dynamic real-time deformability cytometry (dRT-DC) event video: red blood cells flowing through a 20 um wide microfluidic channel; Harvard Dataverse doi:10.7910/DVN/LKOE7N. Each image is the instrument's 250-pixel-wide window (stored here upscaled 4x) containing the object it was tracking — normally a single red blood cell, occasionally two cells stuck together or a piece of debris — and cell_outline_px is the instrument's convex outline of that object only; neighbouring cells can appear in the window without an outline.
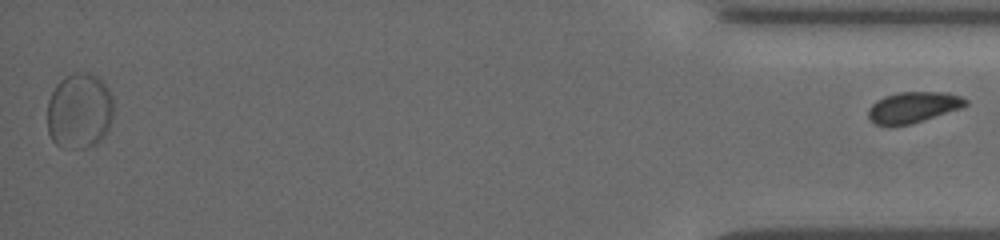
{"species": "common noctule bat (a hibernating species)", "species_latin": "Nyctalus noctula", "temperature_condition": "cold", "stored_images_in_passage": 36, "segment_of_instrument_passage": [2, 2], "camera_frame_rate_fps": 3000, "um_per_image_px": 0.085, "animal": {"sex": "female", "body_mass_g": 19.5, "forearm_length_mm": 54.1}, "frame": {"image": 1, "passage_image": 36, "time_ms": 11.667, "image_size_px": [1000, 240], "cell_outline_px": [[968, 104], [964, 108], [912, 124], [876, 124], [868, 116], [868, 112], [872, 104], [876, 100], [884, 96], [900, 92], [948, 92], [960, 96], [968, 100]], "centroid_in_image_um": [77.7, 9.1], "position_along_channel_um": 357.5, "area_um2": 17.51}}